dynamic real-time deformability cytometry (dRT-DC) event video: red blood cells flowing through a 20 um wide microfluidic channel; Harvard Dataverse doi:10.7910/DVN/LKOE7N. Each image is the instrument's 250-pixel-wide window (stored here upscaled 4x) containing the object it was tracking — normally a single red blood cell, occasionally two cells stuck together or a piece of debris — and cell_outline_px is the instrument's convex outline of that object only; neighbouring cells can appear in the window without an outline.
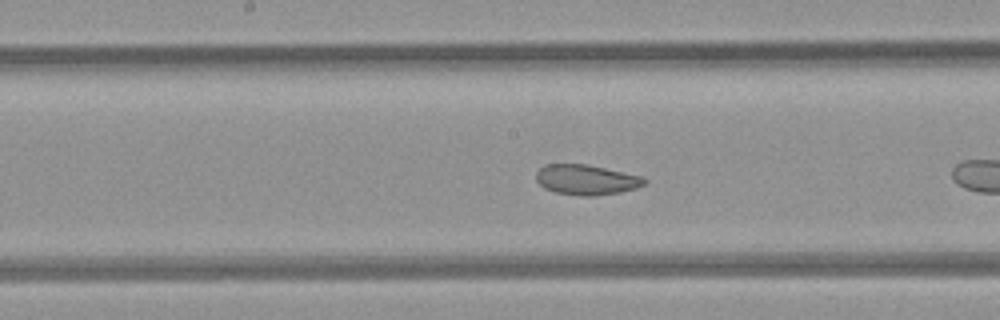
{"species": "common noctule bat (a hibernating species)", "species_latin": "Nyctalus noctula", "temperature_condition": "room temperature", "stored_images_in_passage": 15, "camera_frame_rate_fps": 3000, "um_per_image_px": 0.085, "animal": {"sex": "female", "body_mass_g": 21.9}, "frame": {"image": 1, "passage_image": 11, "time_ms": 3.333, "image_size_px": [1000, 320], "cell_outline_px": [[648, 180], [644, 184], [636, 188], [620, 192], [596, 196], [580, 196], [556, 192], [544, 188], [536, 180], [536, 172], [544, 164], [588, 164], [644, 176]], "centroid_in_image_um": [49.86, 15.27], "position_along_channel_um": 198.3, "area_um2": 19.25}}